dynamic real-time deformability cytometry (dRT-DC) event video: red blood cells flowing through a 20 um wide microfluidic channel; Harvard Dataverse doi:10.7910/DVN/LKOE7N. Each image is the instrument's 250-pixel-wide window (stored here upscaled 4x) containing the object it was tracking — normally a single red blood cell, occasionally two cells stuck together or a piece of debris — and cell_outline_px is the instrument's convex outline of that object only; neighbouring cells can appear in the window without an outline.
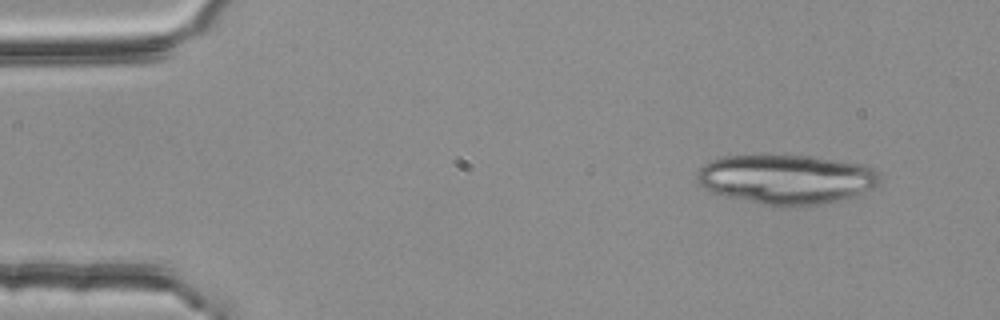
{"species": "common noctule bat (a hibernating species)", "species_latin": "Nyctalus noctula", "temperature_condition": "room temperature", "stored_images_in_passage": 4, "camera_frame_rate_fps": 3000, "um_per_image_px": 0.085, "animal": {"sex": "female", "body_mass_g": 25.1}, "frame": {"image": 1, "passage_image": 1, "time_ms": 0.0, "image_size_px": [1000, 320], "cell_outline_px": [[880, 180], [872, 188], [860, 196], [824, 204], [780, 208], [724, 196], [708, 192], [696, 180], [696, 172], [704, 164], [712, 160], [724, 156], [812, 156], [864, 164], [872, 168], [880, 176]], "centroid_in_image_um": [66.84, 15.27], "position_along_channel_um": 18.2, "area_um2": 53.47}}